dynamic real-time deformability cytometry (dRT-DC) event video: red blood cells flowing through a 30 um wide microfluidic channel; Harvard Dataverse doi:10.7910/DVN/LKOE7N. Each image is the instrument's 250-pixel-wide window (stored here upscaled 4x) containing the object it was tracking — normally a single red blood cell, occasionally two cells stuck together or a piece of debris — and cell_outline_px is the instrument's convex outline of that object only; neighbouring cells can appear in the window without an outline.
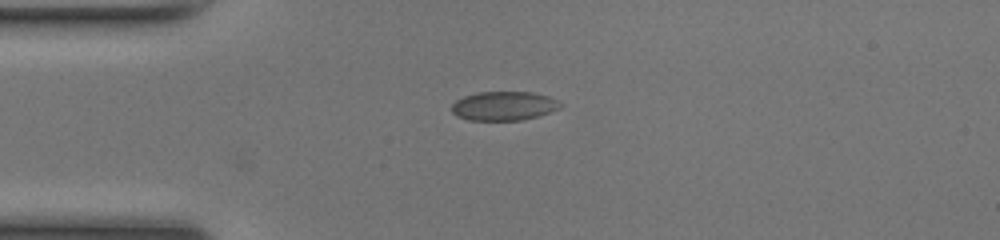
{"species": "common noctule bat (a hibernating species)", "species_latin": "Nyctalus noctula", "temperature_condition": "room temperature", "stored_images_in_passage": 35, "camera_frame_rate_fps": 3000, "um_per_image_px": 0.085, "animal": {"sex": "female", "body_mass_g": 17.0, "forearm_length_mm": 48.0}, "frame": {"image": 1, "passage_image": 1, "time_ms": 0.0, "image_size_px": [1000, 240], "cell_outline_px": [[564, 104], [560, 108], [524, 120], [468, 120], [456, 116], [452, 112], [452, 104], [456, 100], [464, 96], [476, 92], [532, 92], [548, 96], [560, 100]], "centroid_in_image_um": [42.83, 9.0], "position_along_channel_um": 42.2, "area_um2": 18.5}}
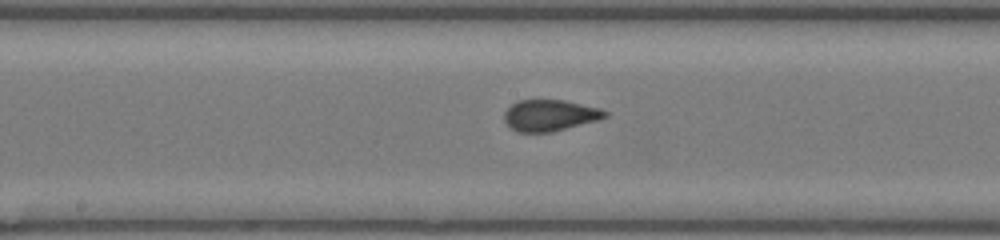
{"frame": {"image": 2, "passage_image": 14, "time_ms": 4.333, "image_size_px": [1000, 240], "cell_outline_px": [[608, 116], [596, 120], [552, 132], [516, 132], [504, 120], [504, 112], [512, 104], [520, 100], [564, 100], [600, 108], [608, 112]], "centroid_in_image_um": [46.73, 9.8], "position_along_channel_um": 201.5, "area_um2": 18.21}}
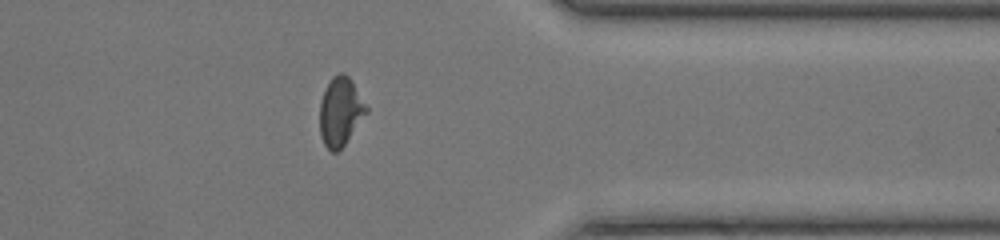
{"frame": {"image": 3, "passage_image": 28, "time_ms": 9.0, "image_size_px": [1000, 240], "cell_outline_px": [[368, 112], [344, 144], [336, 152], [332, 152], [324, 144], [320, 136], [320, 100], [332, 76], [340, 72], [344, 72], [348, 76], [368, 108]], "centroid_in_image_um": [28.92, 9.48], "position_along_channel_um": 382.5, "area_um2": 18.32}, "authors_computed_cell_mechanics": {"area_um2": 18.5538, "velocity_mm_per_s": 4.1673, "shape_relaxation_time_tau1_ms": 6.314, "shape_relaxation_time_tau2_ms": null, "deformation_change_tau1": 0.1563, "deformation_change_tau2": null}}